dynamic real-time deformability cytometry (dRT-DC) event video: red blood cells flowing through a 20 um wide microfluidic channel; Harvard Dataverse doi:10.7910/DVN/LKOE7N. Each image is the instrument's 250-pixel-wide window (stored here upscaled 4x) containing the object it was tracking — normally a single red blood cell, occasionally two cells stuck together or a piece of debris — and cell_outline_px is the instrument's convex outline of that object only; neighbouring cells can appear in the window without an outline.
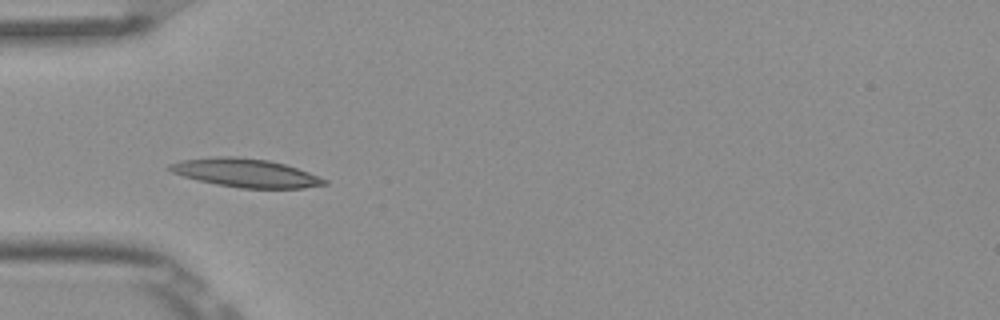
{"species": "Egyptian fruit bat (a non-hibernating species)", "species_latin": "Rousettus aegyptiacus", "temperature_condition": "room temperature", "stored_images_in_passage": 5, "camera_frame_rate_fps": 3000, "um_per_image_px": 0.085, "frame": {"image": 1, "passage_image": 3, "time_ms": 0.667, "image_size_px": [1000, 320], "cell_outline_px": [[328, 184], [304, 188], [240, 188], [216, 184], [184, 176], [172, 172], [164, 168], [168, 164], [180, 160], [216, 156], [236, 156], [268, 160], [284, 164], [308, 172], [328, 180]], "centroid_in_image_um": [20.85, 14.69], "position_along_channel_um": 64.2, "area_um2": 25.66}}
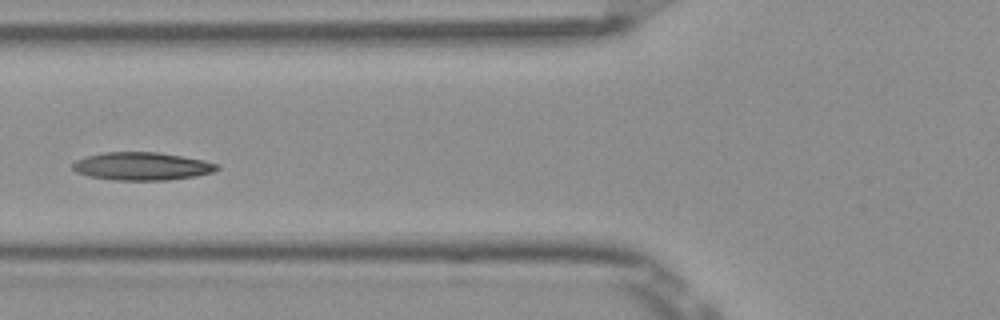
{"frame": {"image": 2, "passage_image": 4, "time_ms": 1.0, "image_size_px": [1000, 320], "cell_outline_px": [[220, 168], [212, 172], [196, 176], [168, 180], [112, 180], [92, 176], [76, 172], [72, 168], [72, 164], [76, 160], [88, 156], [104, 152], [156, 152], [204, 160], [220, 164]], "centroid_in_image_um": [12.09, 14.13], "position_along_channel_um": 113.7, "area_um2": 23.41}}
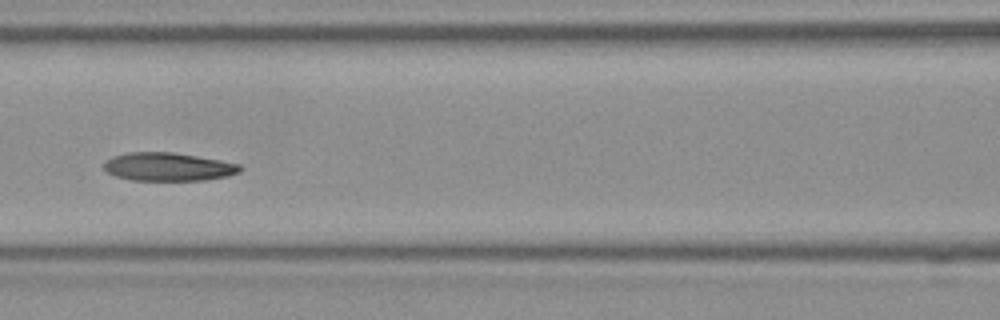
{"frame": {"image": 3, "passage_image": 5, "time_ms": 1.333, "image_size_px": [1000, 320], "cell_outline_px": [[244, 168], [240, 172], [228, 176], [204, 180], [132, 180], [116, 176], [108, 172], [104, 168], [104, 160], [112, 156], [128, 152], [172, 152], [220, 160], [240, 164]], "centroid_in_image_um": [14.3, 14.17], "position_along_channel_um": 152.3, "area_um2": 22.48}}